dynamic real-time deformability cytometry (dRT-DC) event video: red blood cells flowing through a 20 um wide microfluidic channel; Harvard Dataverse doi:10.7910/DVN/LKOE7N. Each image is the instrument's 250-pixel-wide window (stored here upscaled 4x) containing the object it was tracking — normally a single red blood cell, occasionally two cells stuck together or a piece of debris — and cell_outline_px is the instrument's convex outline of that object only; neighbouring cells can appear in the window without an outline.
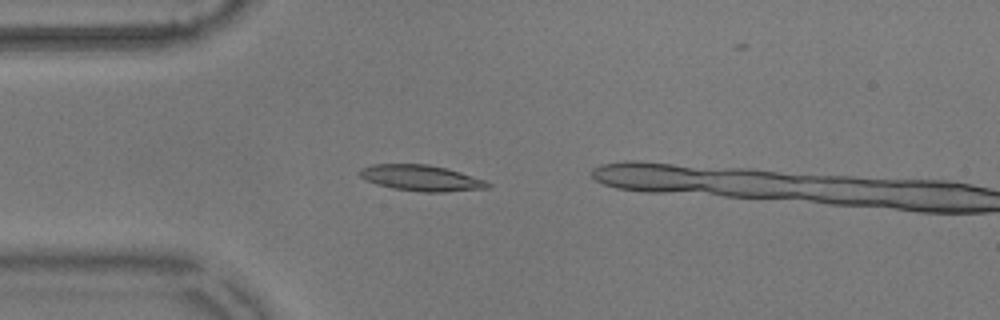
{"species": "common noctule bat (a hibernating species)", "species_latin": "Nyctalus noctula", "temperature_condition": "warm", "stored_images_in_passage": 17, "camera_frame_rate_fps": 3000, "um_per_image_px": 0.085, "animal": {"sex": "male", "body_mass_g": 17.9}, "frame": {"image": 1, "passage_image": 15, "time_ms": 4.667, "image_size_px": [1000, 320], "cell_outline_px": [[492, 184], [488, 188], [444, 192], [424, 192], [392, 188], [376, 184], [360, 176], [356, 172], [360, 168], [372, 164], [428, 164], [460, 172], [484, 180]], "centroid_in_image_um": [35.77, 15.13], "position_along_channel_um": 49.2, "area_um2": 19.25}}